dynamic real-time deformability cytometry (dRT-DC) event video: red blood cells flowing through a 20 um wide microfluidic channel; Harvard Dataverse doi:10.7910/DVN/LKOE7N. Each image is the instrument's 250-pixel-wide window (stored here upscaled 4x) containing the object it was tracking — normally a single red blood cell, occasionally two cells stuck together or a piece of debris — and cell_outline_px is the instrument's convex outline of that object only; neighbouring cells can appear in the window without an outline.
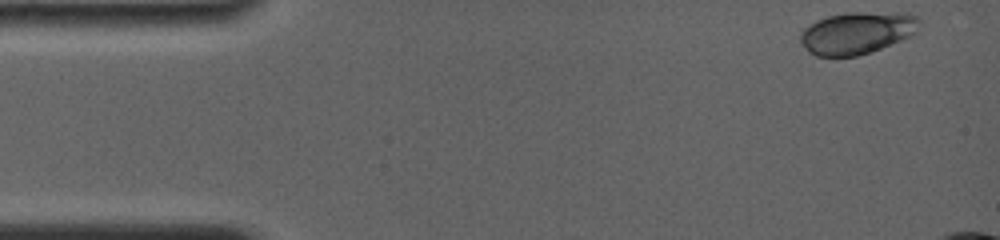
{"species": "common noctule bat (a hibernating species)", "species_latin": "Nyctalus noctula", "temperature_condition": "room temperature", "stored_images_in_passage": 9, "camera_frame_rate_fps": 4000, "um_per_image_px": 0.085, "animal": {"sex": "female", "body_mass_g": 19.0, "forearm_length_mm": 56.7}, "frame": {"image": 1, "passage_image": 1, "time_ms": 0.0, "image_size_px": [1000, 240], "cell_outline_px": [[920, 20], [916, 32], [912, 36], [872, 52], [856, 56], [816, 56], [808, 52], [800, 44], [800, 32], [804, 28], [816, 20], [828, 16], [848, 12], [900, 12], [916, 16]], "centroid_in_image_um": [72.84, 2.79], "position_along_channel_um": 12.2, "area_um2": 29.59}}